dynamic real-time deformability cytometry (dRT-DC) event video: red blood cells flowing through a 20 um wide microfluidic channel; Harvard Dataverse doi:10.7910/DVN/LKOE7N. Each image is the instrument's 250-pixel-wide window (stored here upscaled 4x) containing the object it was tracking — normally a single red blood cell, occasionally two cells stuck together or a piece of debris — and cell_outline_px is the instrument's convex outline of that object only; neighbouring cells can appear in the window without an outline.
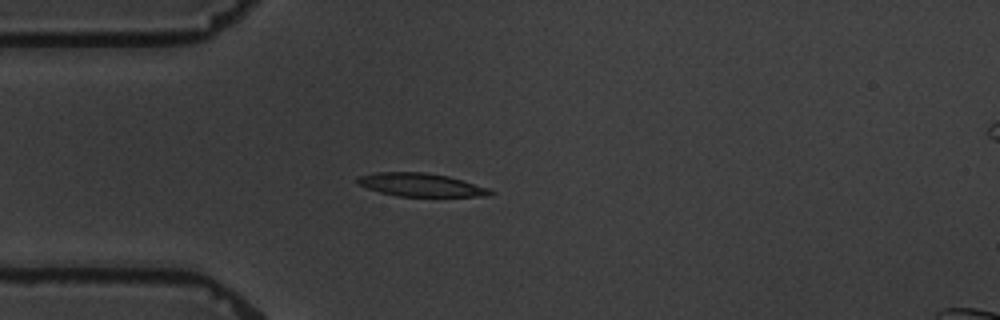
{"species": "common noctule bat (a hibernating species)", "species_latin": "Nyctalus noctula", "temperature_condition": "warm", "stored_images_in_passage": 3, "camera_frame_rate_fps": 3000, "um_per_image_px": 0.085, "animal": {"sex": "male", "body_mass_g": 19.5, "forearm_length_mm": 54.6}, "frame": {"image": 1, "passage_image": 3, "time_ms": 2.333, "image_size_px": [1000, 320], "cell_outline_px": [[496, 192], [492, 196], [396, 196], [380, 192], [356, 184], [356, 180], [360, 176], [376, 172], [424, 172], [448, 176], [488, 188]], "centroid_in_image_um": [35.77, 15.71], "position_along_channel_um": 49.2, "area_um2": 17.92}}